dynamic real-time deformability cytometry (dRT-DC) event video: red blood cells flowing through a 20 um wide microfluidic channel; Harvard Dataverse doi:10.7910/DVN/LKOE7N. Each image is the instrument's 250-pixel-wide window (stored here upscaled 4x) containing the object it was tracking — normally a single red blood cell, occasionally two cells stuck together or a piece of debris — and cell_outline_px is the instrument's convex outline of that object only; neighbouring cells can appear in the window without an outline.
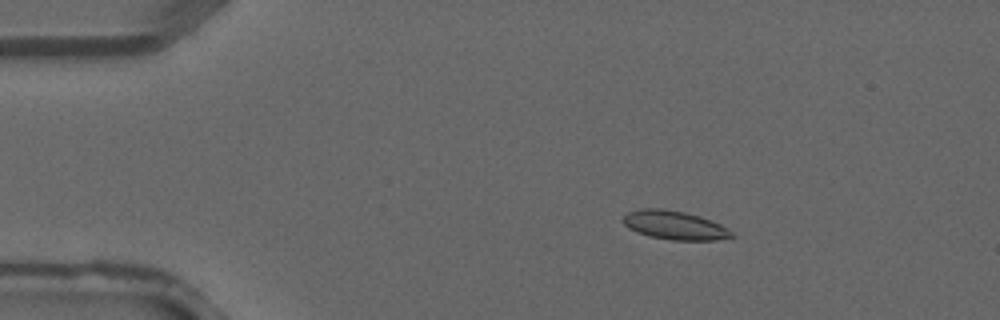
{"species": "common noctule bat (a hibernating species)", "species_latin": "Nyctalus noctula", "temperature_condition": "warm", "stored_images_in_passage": 3, "camera_frame_rate_fps": 3000, "um_per_image_px": 0.085, "animal": {"sex": "male", "forearm_length_mm": 52.5}, "frame": {"image": 1, "passage_image": 2, "time_ms": 0.333, "image_size_px": [1000, 320], "cell_outline_px": [[736, 236], [732, 240], [672, 240], [648, 236], [636, 232], [628, 228], [620, 220], [628, 212], [640, 208], [660, 208], [684, 212], [700, 216], [720, 224], [732, 232]], "centroid_in_image_um": [57.36, 19.16], "position_along_channel_um": 27.6, "area_um2": 18.5}}